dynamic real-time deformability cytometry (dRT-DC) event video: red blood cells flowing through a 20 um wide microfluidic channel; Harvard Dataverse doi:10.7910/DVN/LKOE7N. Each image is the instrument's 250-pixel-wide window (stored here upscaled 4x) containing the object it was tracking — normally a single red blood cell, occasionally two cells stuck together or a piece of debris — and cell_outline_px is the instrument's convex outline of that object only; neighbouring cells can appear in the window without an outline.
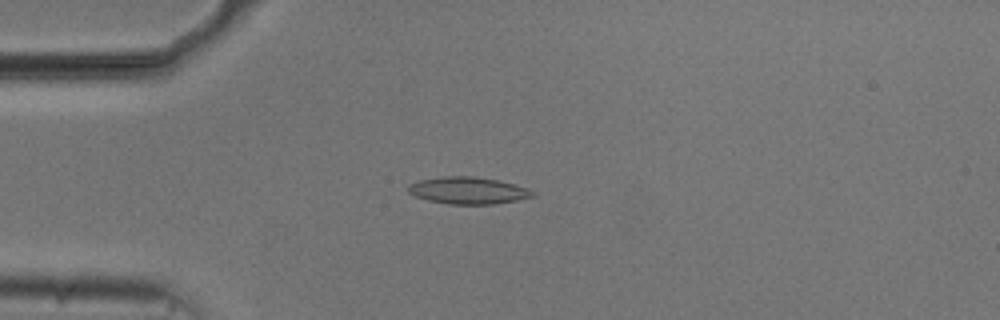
{"species": "common noctule bat (a hibernating species)", "species_latin": "Nyctalus noctula", "temperature_condition": "cold", "stored_images_in_passage": 54, "camera_frame_rate_fps": 3000, "um_per_image_px": 0.085, "animal": {"sex": "male", "body_mass_g": 20.5, "forearm_length_mm": 52.5}, "frame": {"image": 1, "passage_image": 14, "time_ms": 4.333, "image_size_px": [1000, 320], "cell_outline_px": [[536, 196], [516, 200], [492, 204], [448, 204], [428, 200], [416, 196], [408, 192], [408, 184], [420, 180], [444, 176], [472, 176], [496, 180], [512, 184], [536, 192]], "centroid_in_image_um": [39.76, 16.19], "position_along_channel_um": 45.2, "area_um2": 19.31}}
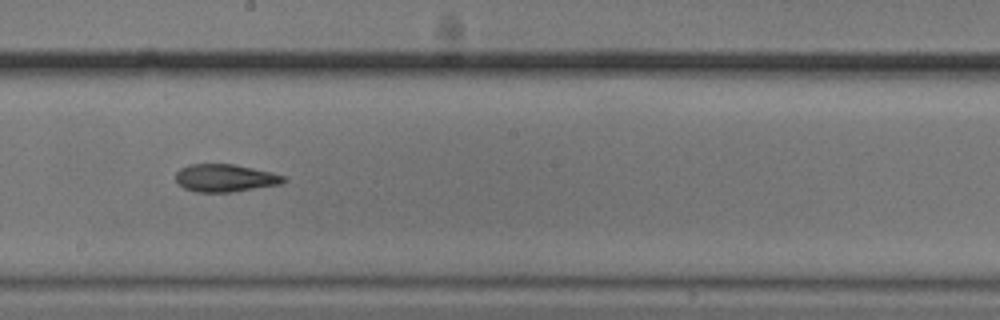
{"frame": {"image": 2, "passage_image": 30, "time_ms": 9.667, "image_size_px": [1000, 320], "cell_outline_px": [[288, 180], [280, 184], [232, 192], [196, 192], [184, 188], [176, 180], [176, 172], [180, 168], [188, 164], [232, 164], [272, 172], [284, 176]], "centroid_in_image_um": [19.13, 15.13], "position_along_channel_um": 229.1, "area_um2": 17.34}}
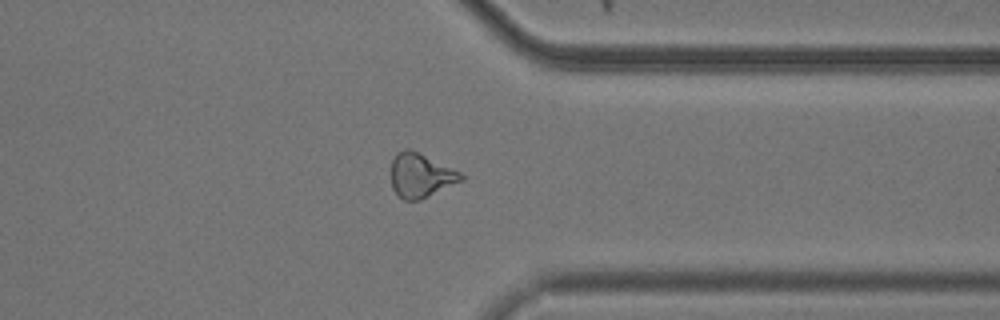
{"frame": {"image": 3, "passage_image": 42, "time_ms": 13.667, "image_size_px": [1000, 320], "cell_outline_px": [[464, 180], [420, 200], [404, 200], [392, 188], [392, 160], [396, 152], [404, 148], [408, 148], [460, 172], [464, 176]], "centroid_in_image_um": [35.75, 14.91], "position_along_channel_um": 375.7, "area_um2": 17.74}, "authors_computed_cell_mechanics": {"area_um2": 18.3804, "velocity_mm_per_s": 3.7543, "shape_relaxation_time_tau1_ms": null, "shape_relaxation_time_tau2_ms": 5.5805, "deformation_change_tau1": null, "deformation_change_tau2": 0.138}}